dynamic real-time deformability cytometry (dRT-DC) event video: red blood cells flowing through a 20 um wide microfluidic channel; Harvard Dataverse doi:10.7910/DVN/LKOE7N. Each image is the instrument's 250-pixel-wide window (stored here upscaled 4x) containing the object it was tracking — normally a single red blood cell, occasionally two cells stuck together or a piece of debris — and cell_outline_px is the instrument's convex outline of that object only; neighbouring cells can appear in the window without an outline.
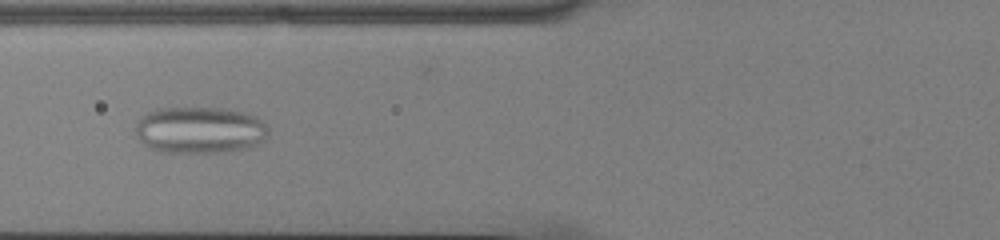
{"species": "common noctule bat (a hibernating species)", "species_latin": "Nyctalus noctula", "temperature_condition": "cold", "stored_images_in_passage": 50, "camera_frame_rate_fps": 3000, "um_per_image_px": 0.085, "animal": {"sex": "male", "body_mass_g": 13.0, "forearm_length_mm": 53.1}, "frame": {"image": 1, "passage_image": 17, "time_ms": 5.333, "image_size_px": [1000, 240], "cell_outline_px": [[268, 132], [264, 140], [248, 148], [228, 152], [160, 152], [148, 148], [136, 136], [136, 124], [140, 116], [148, 112], [160, 108], [224, 108], [256, 116], [268, 128]], "centroid_in_image_um": [16.95, 11.06], "position_along_channel_um": 108.8, "area_um2": 36.24}}
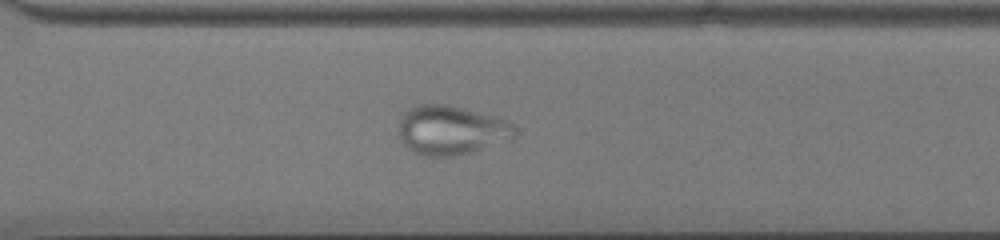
{"frame": {"image": 2, "passage_image": 35, "time_ms": 11.333, "image_size_px": [1000, 240], "cell_outline_px": [[516, 132], [512, 140], [456, 156], [424, 156], [416, 152], [404, 144], [400, 136], [400, 116], [408, 108], [416, 104], [448, 104], [508, 120], [516, 124]], "centroid_in_image_um": [38.39, 11.05], "position_along_channel_um": 332.2, "area_um2": 33.41}}
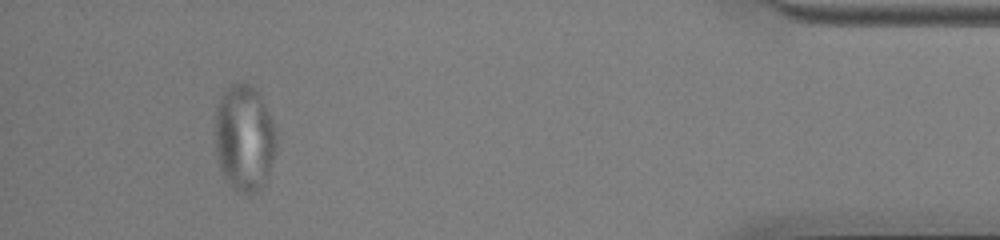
{"frame": {"image": 3, "passage_image": 46, "time_ms": 15.0, "image_size_px": [1000, 240], "cell_outline_px": [[276, 148], [268, 180], [256, 192], [248, 196], [244, 196], [236, 192], [228, 184], [220, 172], [216, 152], [216, 104], [220, 92], [236, 80], [244, 80], [256, 88], [276, 128]], "centroid_in_image_um": [20.76, 11.73], "position_along_channel_um": 414.4, "area_um2": 39.25}}